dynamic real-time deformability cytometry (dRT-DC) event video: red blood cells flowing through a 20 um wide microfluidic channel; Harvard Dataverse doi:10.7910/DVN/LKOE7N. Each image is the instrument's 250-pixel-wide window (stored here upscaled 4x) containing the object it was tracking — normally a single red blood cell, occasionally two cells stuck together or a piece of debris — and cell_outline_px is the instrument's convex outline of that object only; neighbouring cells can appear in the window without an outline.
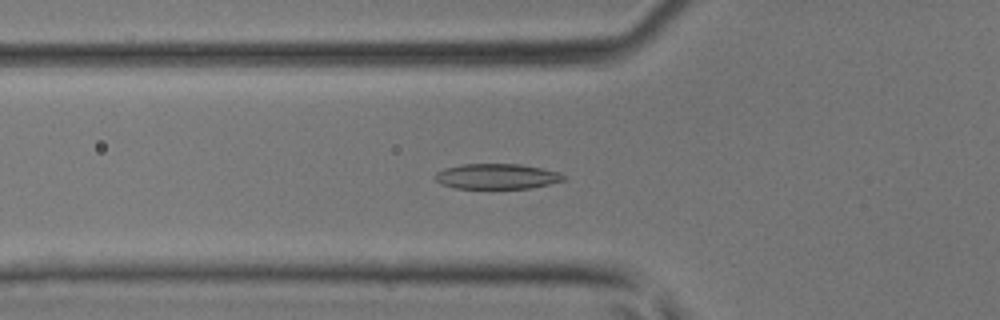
{"species": "common noctule bat (a hibernating species)", "species_latin": "Nyctalus noctula", "temperature_condition": "room temperature", "stored_images_in_passage": 46, "segment_of_instrument_passage": [1, 2], "camera_frame_rate_fps": 3000, "um_per_image_px": 0.085, "animal": {"sex": "male", "body_mass_g": 17.9, "forearm_length_mm": 54.2}, "frame": {"image": 1, "passage_image": 16, "time_ms": 5.0, "image_size_px": [1000, 320], "cell_outline_px": [[568, 176], [564, 180], [532, 188], [456, 188], [440, 184], [436, 180], [436, 172], [444, 168], [464, 164], [520, 164], [560, 172]], "centroid_in_image_um": [42.25, 14.99], "position_along_channel_um": 83.5, "area_um2": 18.9}}
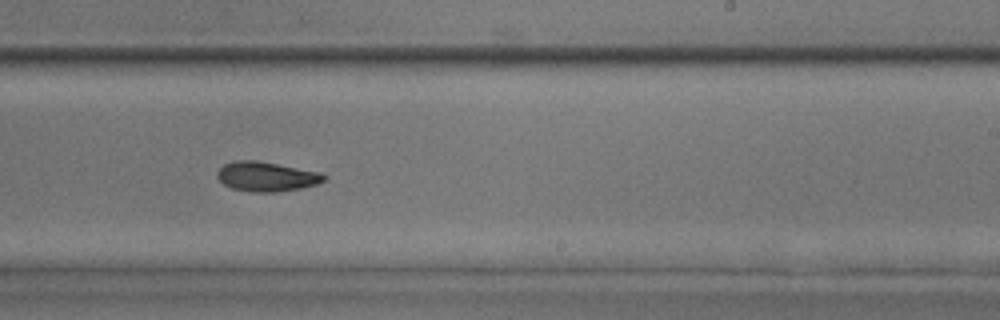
{"frame": {"image": 2, "passage_image": 28, "time_ms": 9.0, "image_size_px": [1000, 320], "cell_outline_px": [[328, 176], [324, 180], [316, 184], [300, 188], [276, 192], [252, 192], [232, 188], [224, 184], [216, 176], [216, 172], [224, 164], [232, 160], [256, 160], [320, 172]], "centroid_in_image_um": [22.62, 15.0], "position_along_channel_um": 266.4, "area_um2": 18.38}}
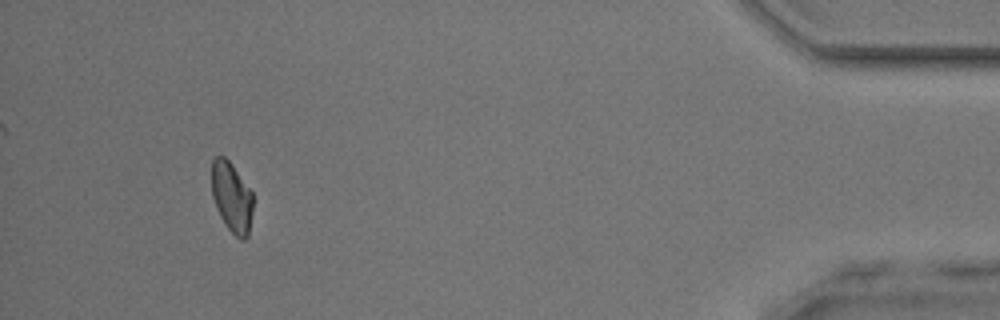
{"frame": {"image": 3, "passage_image": 42, "time_ms": 13.667, "image_size_px": [1000, 320], "cell_outline_px": [[252, 212], [248, 236], [244, 240], [240, 240], [224, 224], [216, 208], [212, 196], [212, 160], [216, 156], [224, 156], [232, 164], [252, 192]], "centroid_in_image_um": [19.69, 16.77], "position_along_channel_um": 415.5, "area_um2": 16.88}}